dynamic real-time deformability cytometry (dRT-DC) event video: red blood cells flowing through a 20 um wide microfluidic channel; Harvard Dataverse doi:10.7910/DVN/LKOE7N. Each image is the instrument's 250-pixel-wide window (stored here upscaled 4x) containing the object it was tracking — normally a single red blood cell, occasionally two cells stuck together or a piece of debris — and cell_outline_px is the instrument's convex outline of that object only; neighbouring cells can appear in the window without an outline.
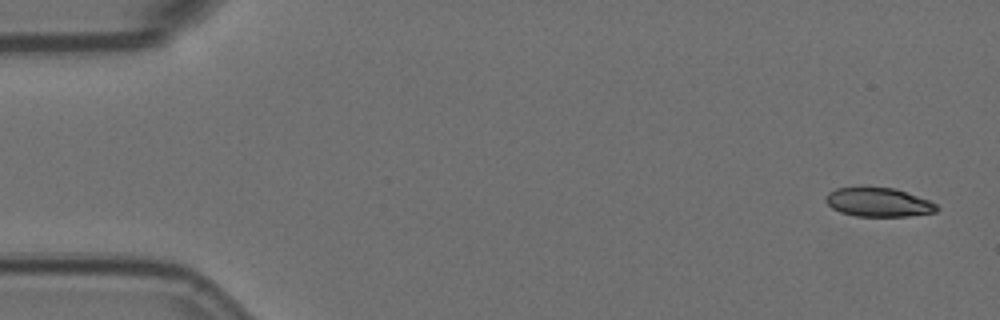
{"species": "Egyptian fruit bat (a non-hibernating species)", "species_latin": "Rousettus aegyptiacus", "temperature_condition": "room temperature", "stored_images_in_passage": 5, "camera_frame_rate_fps": 3000, "um_per_image_px": 0.085, "animal": {"sex": "female"}, "frame": {"image": 1, "passage_image": 1, "time_ms": 0.0, "image_size_px": [1000, 320], "cell_outline_px": [[940, 208], [936, 212], [908, 216], [856, 216], [840, 212], [832, 208], [824, 200], [824, 196], [828, 192], [836, 188], [896, 188], [928, 200], [936, 204]], "centroid_in_image_um": [74.66, 17.2], "position_along_channel_um": 10.3, "area_um2": 18.61}}
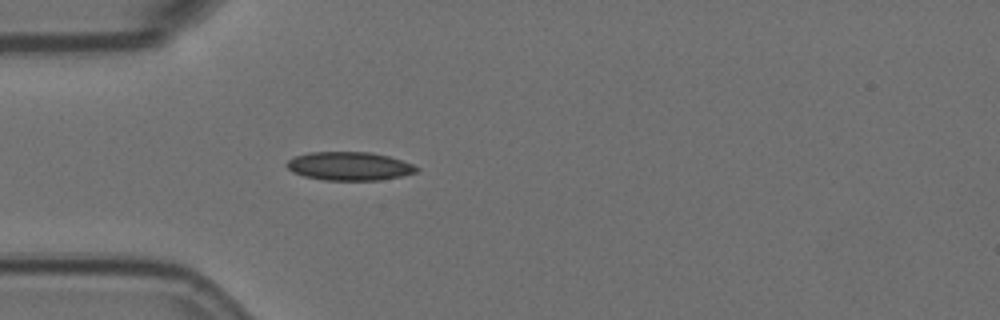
{"frame": {"image": 2, "passage_image": 5, "time_ms": 1.333, "image_size_px": [1000, 320], "cell_outline_px": [[420, 168], [416, 172], [400, 176], [380, 180], [324, 180], [304, 176], [292, 172], [284, 164], [288, 160], [296, 156], [308, 152], [372, 152], [388, 156], [412, 164]], "centroid_in_image_um": [29.66, 14.12], "position_along_channel_um": 55.3, "area_um2": 21.5}}